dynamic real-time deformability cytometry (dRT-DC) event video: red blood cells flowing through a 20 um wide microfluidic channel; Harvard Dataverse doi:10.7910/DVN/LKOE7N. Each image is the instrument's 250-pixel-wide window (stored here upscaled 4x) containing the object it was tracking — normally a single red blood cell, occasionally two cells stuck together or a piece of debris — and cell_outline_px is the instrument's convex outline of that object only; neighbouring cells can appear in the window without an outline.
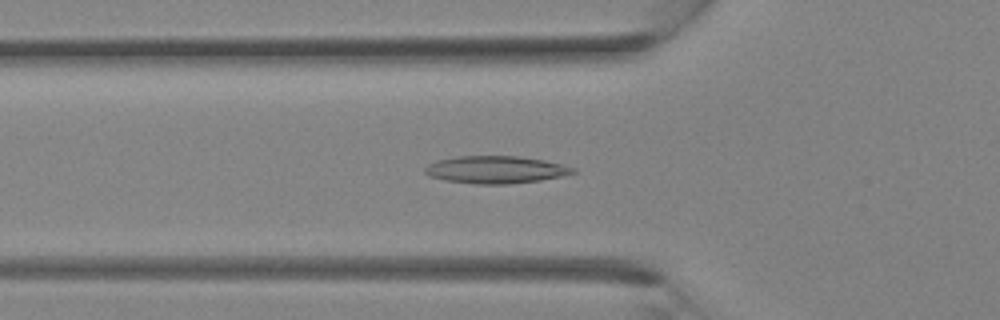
{"species": "Egyptian fruit bat (a non-hibernating species)", "species_latin": "Rousettus aegyptiacus", "temperature_condition": "room temperature", "stored_images_in_passage": 35, "camera_frame_rate_fps": 3000, "um_per_image_px": 0.085, "animal": {"sex": "female"}, "frame": {"image": 1, "passage_image": 12, "time_ms": 3.667, "image_size_px": [1000, 320], "cell_outline_px": [[576, 172], [564, 176], [540, 180], [508, 184], [476, 184], [444, 180], [428, 176], [424, 172], [424, 168], [428, 164], [436, 160], [456, 156], [520, 156], [544, 160], [576, 168]], "centroid_in_image_um": [42.11, 14.42], "position_along_channel_um": 83.7, "area_um2": 23.81}}
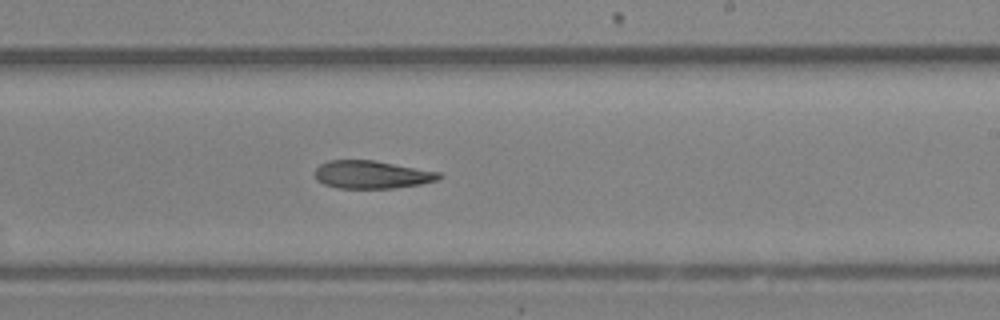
{"frame": {"image": 2, "passage_image": 21, "time_ms": 6.667, "image_size_px": [1000, 320], "cell_outline_px": [[444, 176], [436, 180], [420, 184], [392, 188], [336, 188], [324, 184], [316, 180], [316, 168], [320, 164], [328, 160], [372, 160], [440, 172]], "centroid_in_image_um": [31.58, 14.84], "position_along_channel_um": 257.4, "area_um2": 20.06}}
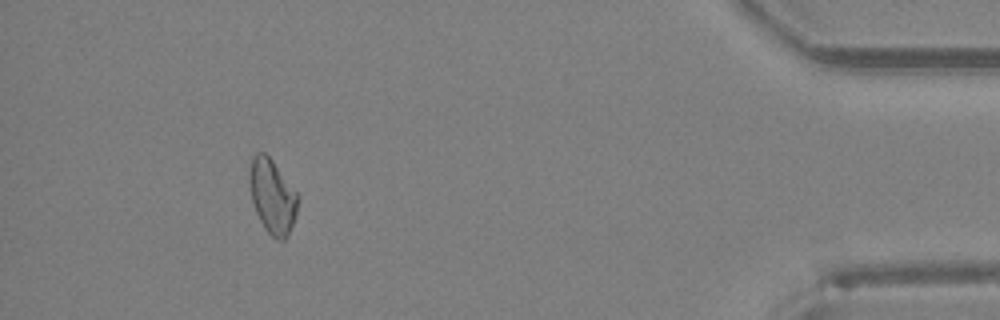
{"frame": {"image": 3, "passage_image": 32, "time_ms": 10.333, "image_size_px": [1000, 320], "cell_outline_px": [[300, 196], [296, 216], [288, 236], [284, 240], [276, 240], [264, 228], [256, 212], [252, 200], [248, 180], [248, 172], [252, 156], [256, 152], [264, 152], [272, 160]], "centroid_in_image_um": [23.15, 16.69], "position_along_channel_um": 412.0, "area_um2": 21.21}}